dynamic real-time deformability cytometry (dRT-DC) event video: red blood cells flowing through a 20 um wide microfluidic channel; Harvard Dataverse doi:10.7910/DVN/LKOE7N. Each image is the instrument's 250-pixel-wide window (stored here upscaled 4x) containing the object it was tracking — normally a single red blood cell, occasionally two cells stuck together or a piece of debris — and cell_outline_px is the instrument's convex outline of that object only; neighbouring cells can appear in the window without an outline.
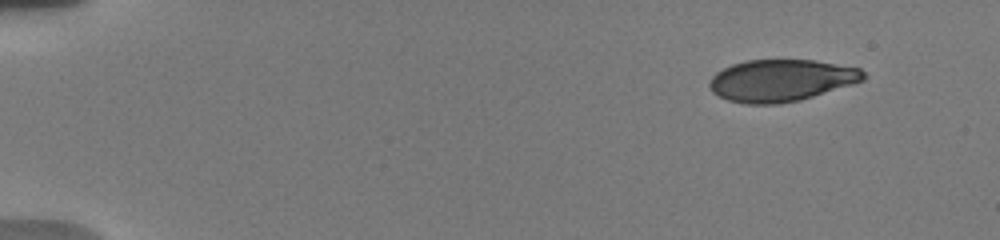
{"species": "human", "species_latin": "Homo sapiens", "temperature_condition": "warm", "stored_images_in_passage": 47, "camera_frame_rate_fps": 3000, "um_per_image_px": 0.085, "donor": {"sex": "male"}, "frame": {"image": 1, "passage_image": 1, "time_ms": 0.0, "image_size_px": [1000, 240], "cell_outline_px": [[864, 80], [852, 84], [800, 100], [776, 104], [744, 104], [728, 100], [712, 92], [708, 84], [712, 76], [716, 72], [732, 64], [748, 60], [812, 60], [860, 68], [864, 72]], "centroid_in_image_um": [66.36, 6.84], "position_along_channel_um": 18.6, "area_um2": 37.4}}
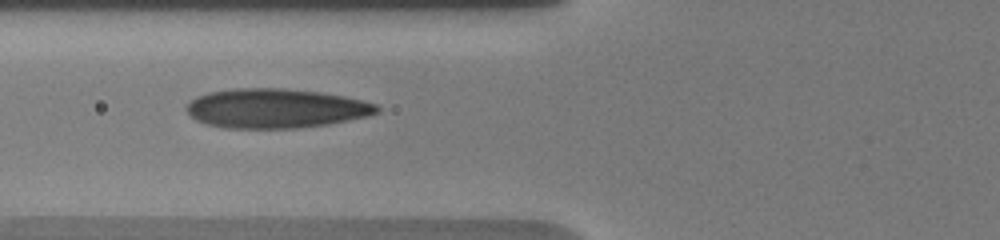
{"frame": {"image": 2, "passage_image": 31, "time_ms": 5.667, "image_size_px": [1000, 240], "cell_outline_px": [[380, 112], [368, 116], [328, 124], [300, 128], [224, 128], [208, 124], [196, 120], [184, 108], [188, 100], [196, 96], [208, 92], [232, 88], [284, 88], [320, 92], [344, 96], [376, 104], [380, 108]], "centroid_in_image_um": [23.4, 9.2], "position_along_channel_um": 102.4, "area_um2": 43.99}}
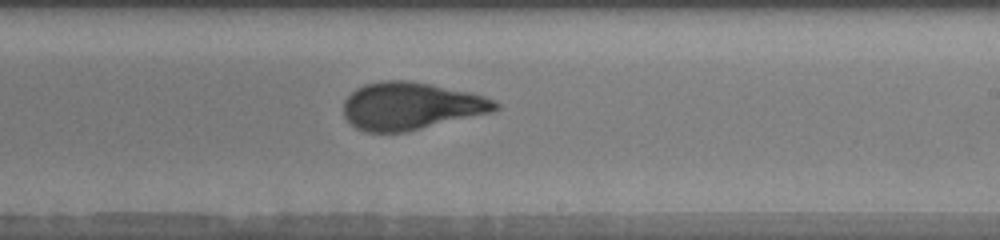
{"frame": {"image": 3, "passage_image": 46, "time_ms": 9.667, "image_size_px": [1000, 240], "cell_outline_px": [[500, 108], [492, 112], [408, 132], [364, 132], [356, 128], [344, 116], [344, 100], [356, 88], [364, 84], [380, 80], [412, 80], [472, 92], [496, 100], [500, 104]], "centroid_in_image_um": [34.96, 9.0], "position_along_channel_um": 254.0, "area_um2": 42.48}}